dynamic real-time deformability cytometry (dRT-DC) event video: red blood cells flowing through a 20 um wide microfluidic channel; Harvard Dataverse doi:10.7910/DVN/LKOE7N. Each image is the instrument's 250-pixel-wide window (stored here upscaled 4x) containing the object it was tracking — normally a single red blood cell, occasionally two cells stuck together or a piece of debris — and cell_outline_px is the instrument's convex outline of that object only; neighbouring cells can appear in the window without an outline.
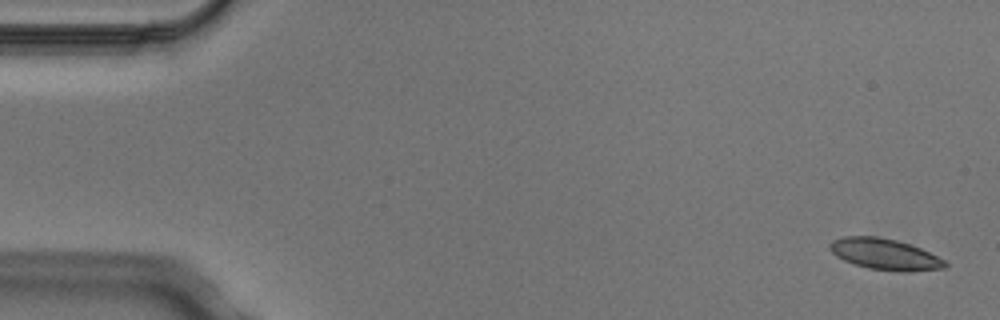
{"species": "Egyptian fruit bat (a non-hibernating species)", "species_latin": "Rousettus aegyptiacus", "temperature_condition": "cold", "stored_images_in_passage": 6, "camera_frame_rate_fps": 3000, "um_per_image_px": 0.085, "animal": {"sex": "male"}, "frame": {"image": 1, "passage_image": 1, "time_ms": 0.0, "image_size_px": [1000, 320], "cell_outline_px": [[948, 264], [944, 268], [908, 272], [900, 272], [868, 268], [852, 264], [836, 256], [828, 248], [828, 244], [832, 240], [844, 236], [880, 236], [896, 240], [920, 248], [944, 260]], "centroid_in_image_um": [75.16, 21.61], "position_along_channel_um": 9.8, "area_um2": 20.98}}
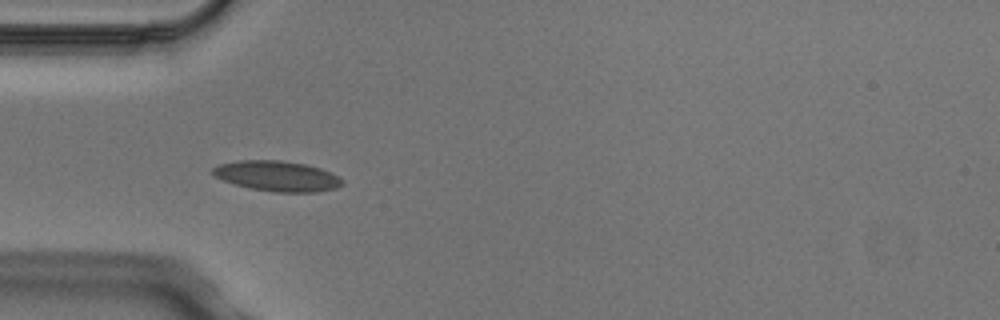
{"frame": {"image": 2, "passage_image": 5, "time_ms": 1.333, "image_size_px": [1000, 320], "cell_outline_px": [[344, 184], [336, 188], [316, 192], [276, 192], [252, 188], [236, 184], [224, 180], [208, 172], [212, 168], [220, 164], [240, 160], [280, 160], [304, 164], [320, 168], [344, 180]], "centroid_in_image_um": [23.55, 14.96], "position_along_channel_um": 61.4, "area_um2": 22.66}}
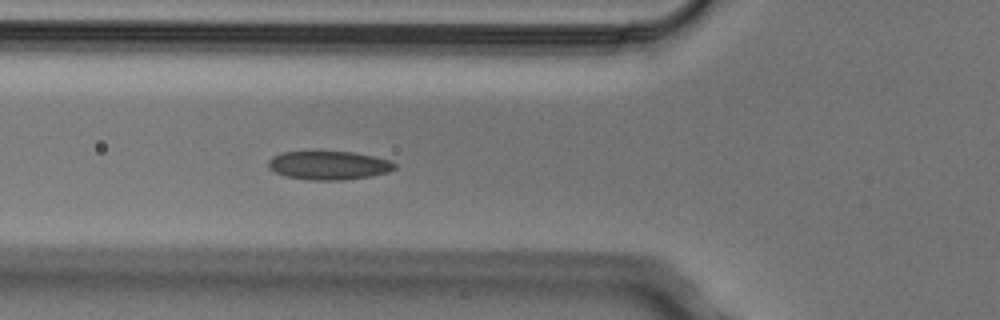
{"frame": {"image": 3, "passage_image": 6, "time_ms": 1.667, "image_size_px": [1000, 320], "cell_outline_px": [[396, 168], [388, 172], [368, 176], [344, 180], [312, 180], [288, 176], [276, 172], [268, 164], [268, 160], [272, 156], [280, 152], [352, 152], [376, 156], [388, 160], [396, 164]], "centroid_in_image_um": [27.97, 14.05], "position_along_channel_um": 97.8, "area_um2": 20.81}}